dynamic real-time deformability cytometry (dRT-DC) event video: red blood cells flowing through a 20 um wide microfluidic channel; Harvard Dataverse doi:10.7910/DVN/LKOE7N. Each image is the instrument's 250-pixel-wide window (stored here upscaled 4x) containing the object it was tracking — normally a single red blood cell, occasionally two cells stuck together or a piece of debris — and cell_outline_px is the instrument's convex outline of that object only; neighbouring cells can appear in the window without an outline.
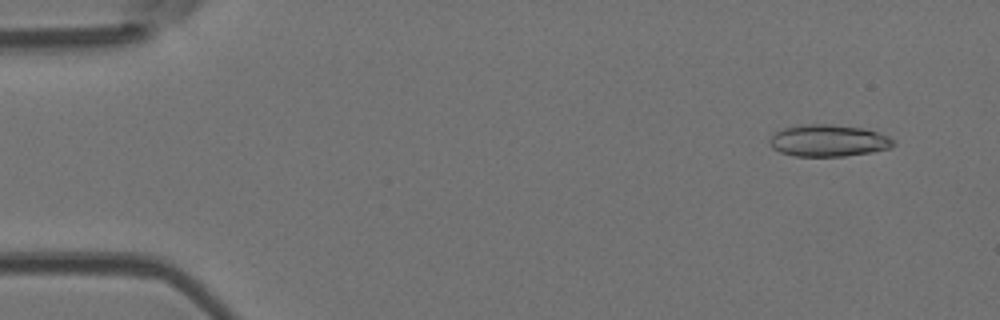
{"species": "Egyptian fruit bat (a non-hibernating species)", "species_latin": "Rousettus aegyptiacus", "temperature_condition": "room temperature", "stored_images_in_passage": 52, "camera_frame_rate_fps": 3000, "um_per_image_px": 0.085, "animal": {"sex": "female"}, "frame": {"image": 1, "passage_image": 4, "time_ms": 1.0, "image_size_px": [1000, 320], "cell_outline_px": [[896, 144], [892, 148], [872, 152], [844, 156], [796, 156], [780, 152], [772, 148], [768, 144], [768, 140], [776, 132], [784, 128], [800, 124], [832, 124], [864, 128], [888, 136], [896, 140]], "centroid_in_image_um": [70.43, 11.95], "position_along_channel_um": 14.6, "area_um2": 23.24}}
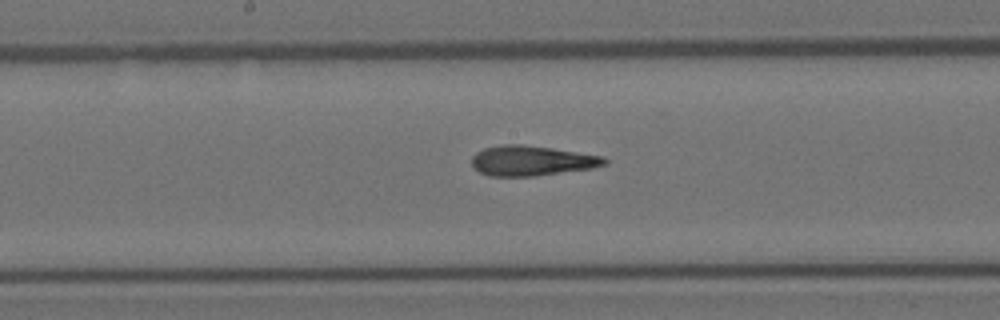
{"frame": {"image": 2, "passage_image": 27, "time_ms": 8.667, "image_size_px": [1000, 320], "cell_outline_px": [[608, 164], [592, 168], [532, 176], [488, 176], [480, 172], [472, 164], [472, 156], [476, 152], [484, 148], [500, 144], [524, 144], [552, 148], [604, 156], [608, 160]], "centroid_in_image_um": [45.2, 13.65], "position_along_channel_um": 203.0, "area_um2": 23.29}}
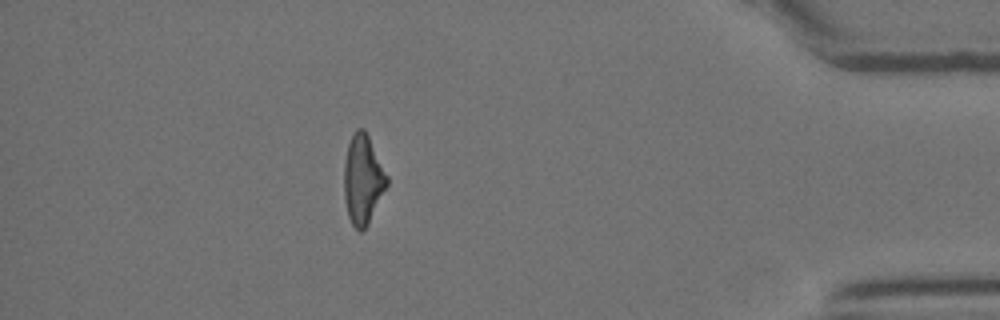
{"frame": {"image": 3, "passage_image": 46, "time_ms": 15.0, "image_size_px": [1000, 320], "cell_outline_px": [[388, 184], [368, 224], [360, 232], [352, 224], [348, 216], [344, 200], [344, 160], [348, 144], [352, 132], [356, 128], [364, 128], [388, 176]], "centroid_in_image_um": [30.83, 15.24], "position_along_channel_um": 404.4, "area_um2": 22.31}, "authors_computed_cell_mechanics": {"area_um2": 23.1489, "velocity_mm_per_s": 3.9109, "shape_relaxation_time_tau1_ms": 6.6797, "shape_relaxation_time_tau2_ms": 2.063, "deformation_change_tau1": 0.2161, "deformation_change_tau2": 0.135}}